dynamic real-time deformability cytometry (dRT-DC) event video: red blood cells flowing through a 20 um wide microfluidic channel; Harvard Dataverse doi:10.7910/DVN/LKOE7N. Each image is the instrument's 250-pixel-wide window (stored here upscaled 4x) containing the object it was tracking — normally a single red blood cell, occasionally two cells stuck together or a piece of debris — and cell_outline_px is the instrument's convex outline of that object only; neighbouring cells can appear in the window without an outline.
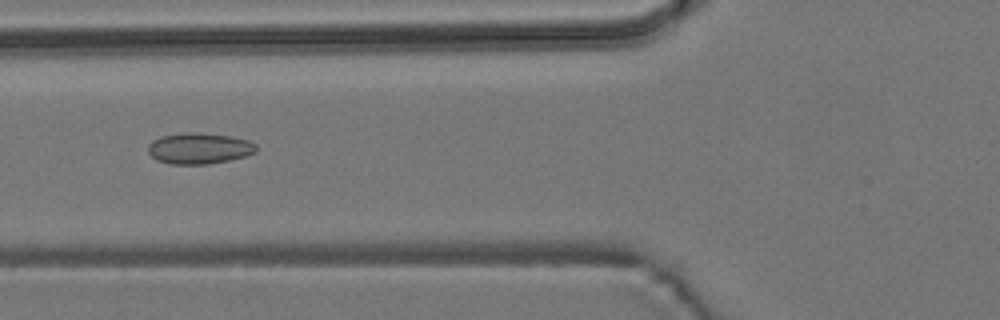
{"species": "common noctule bat (a hibernating species)", "species_latin": "Nyctalus noctula", "temperature_condition": "room temperature", "stored_images_in_passage": 5, "camera_frame_rate_fps": 3000, "um_per_image_px": 0.085, "animal": {"sex": "male", "body_mass_g": 19.2, "forearm_length_mm": 51.8}, "frame": {"image": 1, "passage_image": 3, "time_ms": 2.0, "image_size_px": [1000, 320], "cell_outline_px": [[256, 152], [244, 156], [228, 160], [208, 164], [172, 164], [156, 160], [148, 152], [148, 144], [152, 140], [160, 136], [184, 132], [200, 132], [232, 136], [248, 140], [256, 144]], "centroid_in_image_um": [16.91, 12.59], "position_along_channel_um": 108.9, "area_um2": 19.71}}
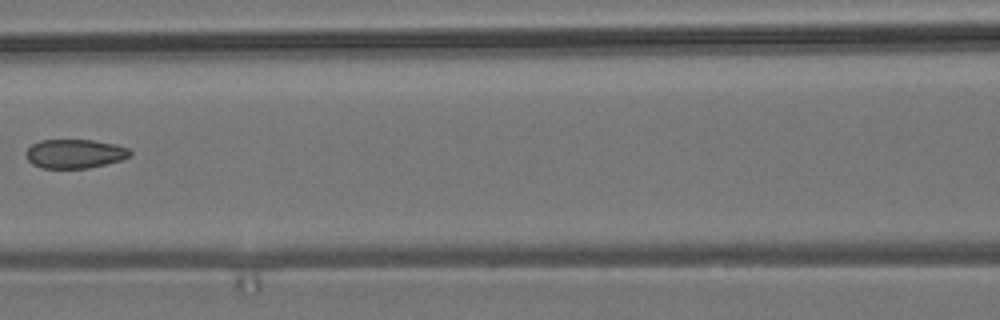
{"frame": {"image": 2, "passage_image": 4, "time_ms": 3.333, "image_size_px": [1000, 320], "cell_outline_px": [[132, 156], [120, 160], [88, 168], [40, 168], [32, 164], [24, 156], [24, 152], [32, 144], [40, 140], [92, 140], [116, 144], [128, 148], [132, 152]], "centroid_in_image_um": [6.33, 13.06], "position_along_channel_um": 160.3, "area_um2": 17.74}}
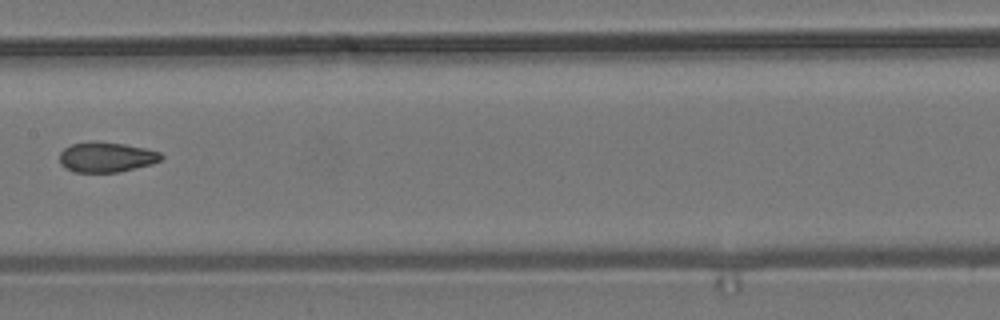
{"frame": {"image": 3, "passage_image": 5, "time_ms": 4.333, "image_size_px": [1000, 320], "cell_outline_px": [[164, 156], [160, 160], [152, 164], [120, 172], [72, 172], [64, 168], [60, 164], [60, 152], [64, 148], [72, 144], [96, 140], [124, 144], [144, 148], [160, 152]], "centroid_in_image_um": [9.02, 13.35], "position_along_channel_um": 198.4, "area_um2": 18.03}}